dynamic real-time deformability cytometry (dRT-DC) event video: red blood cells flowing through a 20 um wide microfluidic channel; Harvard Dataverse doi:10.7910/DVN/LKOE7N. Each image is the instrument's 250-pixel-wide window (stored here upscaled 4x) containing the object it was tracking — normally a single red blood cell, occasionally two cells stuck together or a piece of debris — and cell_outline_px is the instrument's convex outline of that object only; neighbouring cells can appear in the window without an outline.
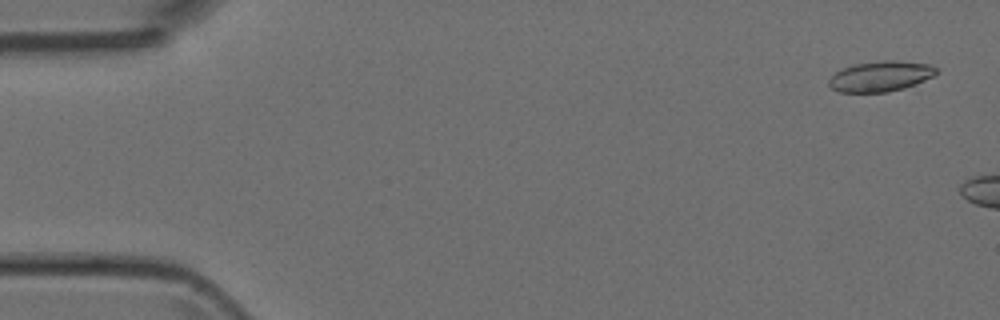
{"species": "Egyptian fruit bat (a non-hibernating species)", "species_latin": "Rousettus aegyptiacus", "temperature_condition": "room temperature", "stored_images_in_passage": 2, "camera_frame_rate_fps": 3000, "um_per_image_px": 0.085, "animal": {"sex": "female"}, "frame": {"image": 1, "passage_image": 1, "time_ms": 0.0, "image_size_px": [1000, 320], "cell_outline_px": [[936, 72], [932, 76], [924, 80], [904, 88], [888, 92], [840, 92], [832, 88], [828, 84], [828, 80], [836, 72], [844, 68], [856, 64], [884, 60], [892, 60], [928, 64], [936, 68]], "centroid_in_image_um": [74.82, 6.49], "position_along_channel_um": 10.2, "area_um2": 18.67}}